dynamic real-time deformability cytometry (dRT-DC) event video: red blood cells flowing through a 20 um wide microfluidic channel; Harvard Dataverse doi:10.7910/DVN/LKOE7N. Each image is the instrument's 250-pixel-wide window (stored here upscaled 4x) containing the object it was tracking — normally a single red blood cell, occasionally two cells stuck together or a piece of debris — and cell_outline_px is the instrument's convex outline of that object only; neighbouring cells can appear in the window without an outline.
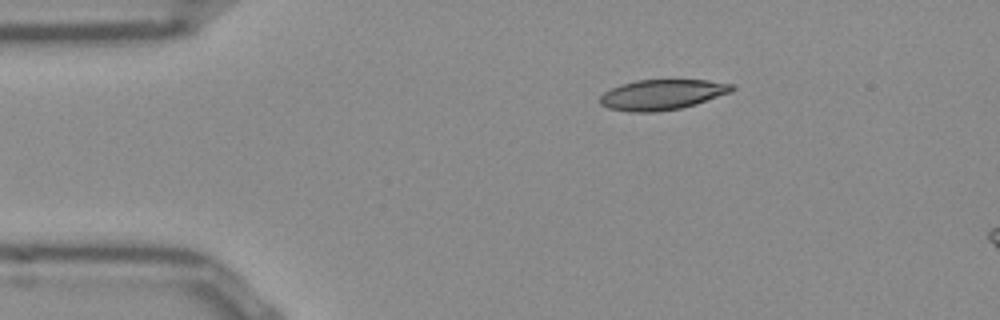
{"species": "Egyptian fruit bat (a non-hibernating species)", "species_latin": "Rousettus aegyptiacus", "temperature_condition": "room temperature", "stored_images_in_passage": 45, "segment_of_instrument_passage": [1, 2], "camera_frame_rate_fps": 3000, "um_per_image_px": 0.085, "frame": {"image": 1, "passage_image": 1, "time_ms": 0.0, "image_size_px": [1000, 320], "cell_outline_px": [[736, 88], [732, 92], [680, 108], [656, 112], [632, 112], [608, 108], [600, 104], [600, 96], [604, 92], [620, 84], [636, 80], [708, 80], [732, 84]], "centroid_in_image_um": [56.26, 8.04], "position_along_channel_um": 28.7, "area_um2": 23.18}}
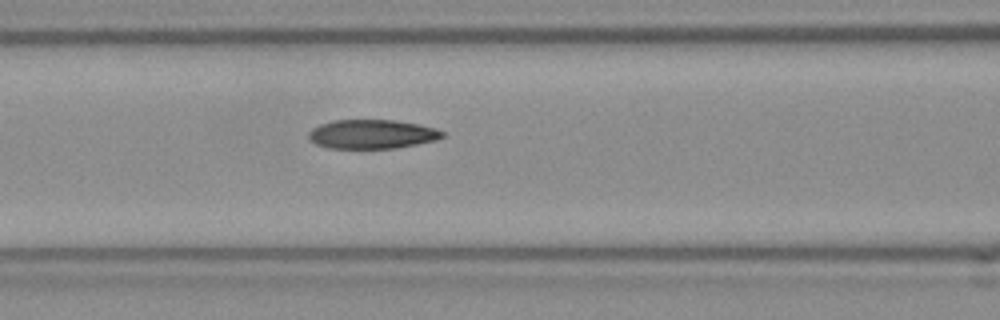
{"frame": {"image": 2, "passage_image": 13, "time_ms": 4.0, "image_size_px": [1000, 320], "cell_outline_px": [[444, 136], [436, 140], [396, 148], [328, 148], [316, 144], [308, 136], [308, 132], [312, 128], [320, 124], [332, 120], [396, 120], [420, 124], [436, 128], [444, 132]], "centroid_in_image_um": [31.63, 11.39], "position_along_channel_um": 135.0, "area_um2": 22.72}}
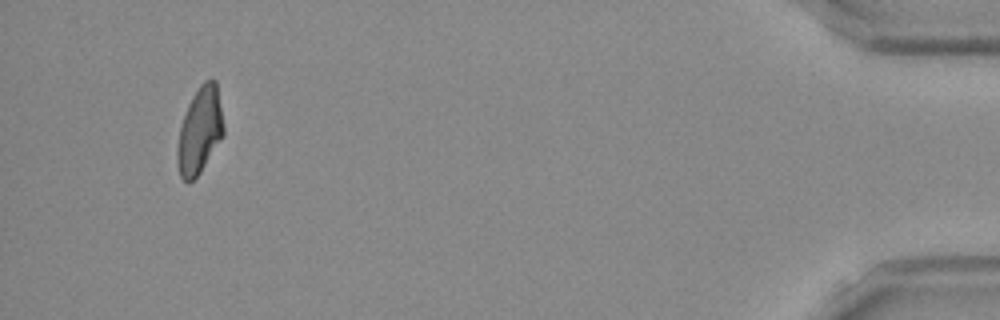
{"frame": {"image": 3, "passage_image": 41, "time_ms": 13.333, "image_size_px": [1000, 320], "cell_outline_px": [[224, 136], [200, 172], [188, 184], [180, 176], [176, 160], [176, 152], [180, 124], [188, 104], [192, 96], [200, 84], [204, 80], [216, 80], [224, 128]], "centroid_in_image_um": [16.96, 11.11], "position_along_channel_um": 418.2, "area_um2": 23.41}}